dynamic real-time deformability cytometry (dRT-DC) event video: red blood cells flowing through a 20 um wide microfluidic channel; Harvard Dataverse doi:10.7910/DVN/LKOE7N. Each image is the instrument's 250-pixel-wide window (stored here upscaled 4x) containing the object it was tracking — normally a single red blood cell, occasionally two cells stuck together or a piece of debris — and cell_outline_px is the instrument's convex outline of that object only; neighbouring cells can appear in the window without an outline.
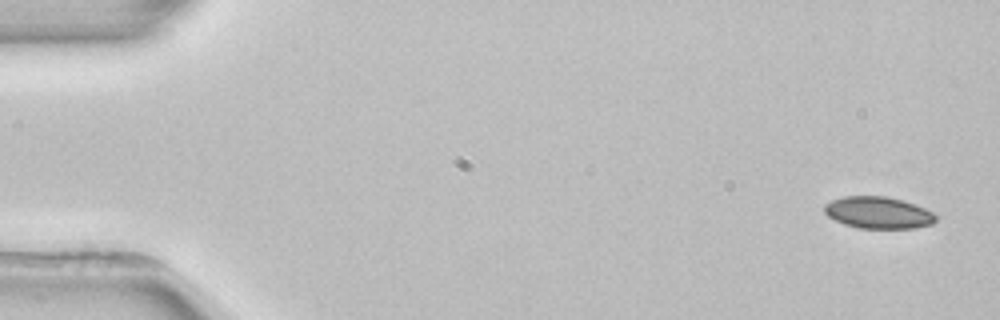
{"species": "common noctule bat (a hibernating species)", "species_latin": "Nyctalus noctula", "temperature_condition": "room temperature", "stored_images_in_passage": 6, "camera_frame_rate_fps": 3000, "um_per_image_px": 0.085, "animal": {"sex": "female", "body_mass_g": 22.7, "forearm_length_mm": 54.2}, "frame": {"image": 1, "passage_image": 1, "time_ms": 0.0, "image_size_px": [1000, 320], "cell_outline_px": [[936, 220], [932, 224], [916, 228], [860, 228], [844, 224], [828, 216], [824, 212], [824, 204], [832, 200], [844, 196], [884, 196], [900, 200], [924, 208], [932, 212], [936, 216]], "centroid_in_image_um": [74.63, 18.08], "position_along_channel_um": 10.4, "area_um2": 20.46}}
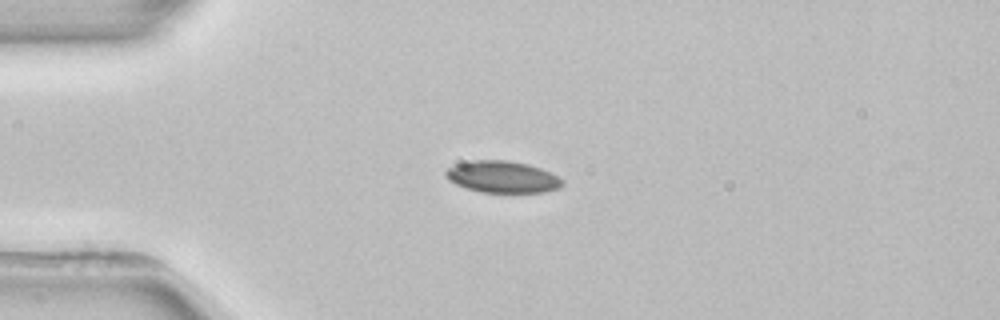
{"frame": {"image": 2, "passage_image": 4, "time_ms": 3.667, "image_size_px": [1000, 320], "cell_outline_px": [[564, 184], [560, 188], [544, 192], [480, 192], [456, 184], [448, 180], [444, 176], [444, 172], [448, 168], [456, 164], [472, 160], [508, 160], [528, 164], [540, 168], [564, 180]], "centroid_in_image_um": [42.69, 15.03], "position_along_channel_um": 42.3, "area_um2": 21.56}}